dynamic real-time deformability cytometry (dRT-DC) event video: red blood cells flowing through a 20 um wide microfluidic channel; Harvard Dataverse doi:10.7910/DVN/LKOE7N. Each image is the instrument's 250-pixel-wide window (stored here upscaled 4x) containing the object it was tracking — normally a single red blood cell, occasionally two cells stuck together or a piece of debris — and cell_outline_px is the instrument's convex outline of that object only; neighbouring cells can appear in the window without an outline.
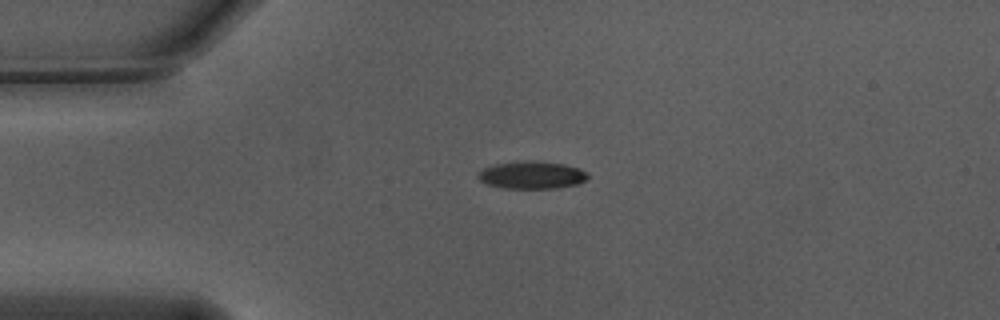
{"species": "Egyptian fruit bat (a non-hibernating species)", "species_latin": "Rousettus aegyptiacus", "temperature_condition": "warm", "stored_images_in_passage": 43, "camera_frame_rate_fps": 3000, "um_per_image_px": 0.085, "animal": {"sex": "male"}, "frame": {"image": 1, "passage_image": 1, "time_ms": 0.0, "image_size_px": [1000, 320], "cell_outline_px": [[588, 176], [584, 180], [576, 184], [556, 188], [500, 188], [488, 184], [480, 180], [476, 176], [484, 168], [496, 164], [528, 160], [536, 160], [564, 164], [580, 168]], "centroid_in_image_um": [45.18, 14.87], "position_along_channel_um": 39.8, "area_um2": 17.46}}
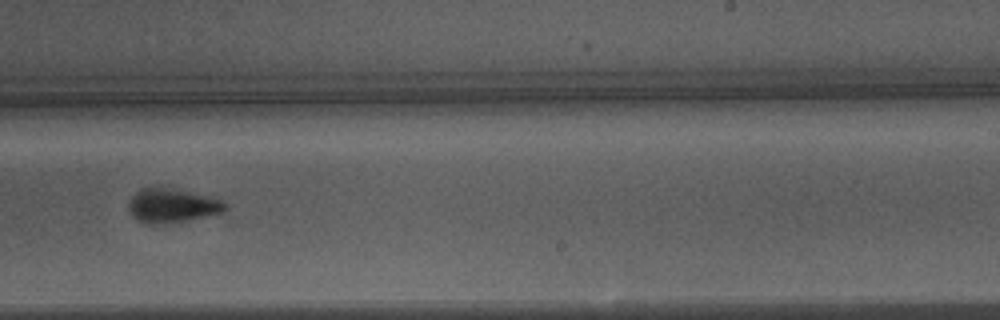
{"frame": {"image": 2, "passage_image": 22, "time_ms": 7.0, "image_size_px": [1000, 320], "cell_outline_px": [[228, 208], [224, 212], [184, 220], [156, 224], [144, 224], [136, 220], [132, 216], [128, 208], [128, 200], [140, 188], [152, 184], [172, 188], [208, 196], [224, 200], [228, 204]], "centroid_in_image_um": [14.58, 17.43], "position_along_channel_um": 274.4, "area_um2": 19.59}}
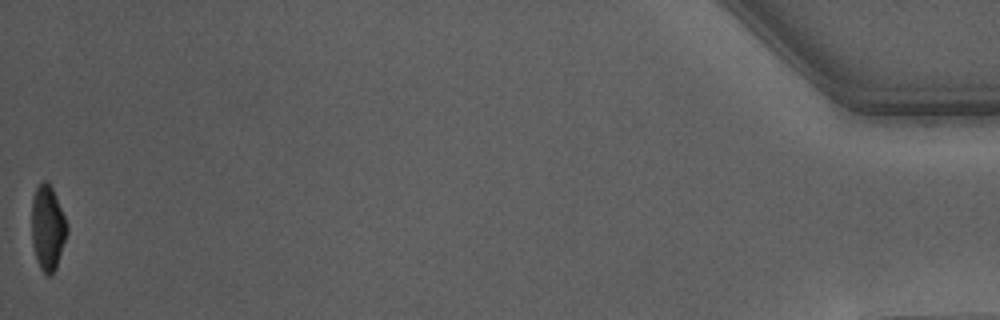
{"frame": {"image": 3, "passage_image": 43, "time_ms": 14.0, "image_size_px": [1000, 320], "cell_outline_px": [[68, 232], [56, 268], [52, 276], [48, 276], [40, 268], [32, 244], [32, 196], [36, 188], [44, 180], [48, 180], [52, 188], [68, 224]], "centroid_in_image_um": [4.06, 19.36], "position_along_channel_um": 431.1, "area_um2": 17.51}, "authors_computed_cell_mechanics": {"area_um2": 19.074, "velocity_mm_per_s": 3.7549, "shape_relaxation_time_tau1_ms": 2.5878, "shape_relaxation_time_tau2_ms": 1.4225, "deformation_change_tau1": 0.1639, "deformation_change_tau2": 0.0797}}